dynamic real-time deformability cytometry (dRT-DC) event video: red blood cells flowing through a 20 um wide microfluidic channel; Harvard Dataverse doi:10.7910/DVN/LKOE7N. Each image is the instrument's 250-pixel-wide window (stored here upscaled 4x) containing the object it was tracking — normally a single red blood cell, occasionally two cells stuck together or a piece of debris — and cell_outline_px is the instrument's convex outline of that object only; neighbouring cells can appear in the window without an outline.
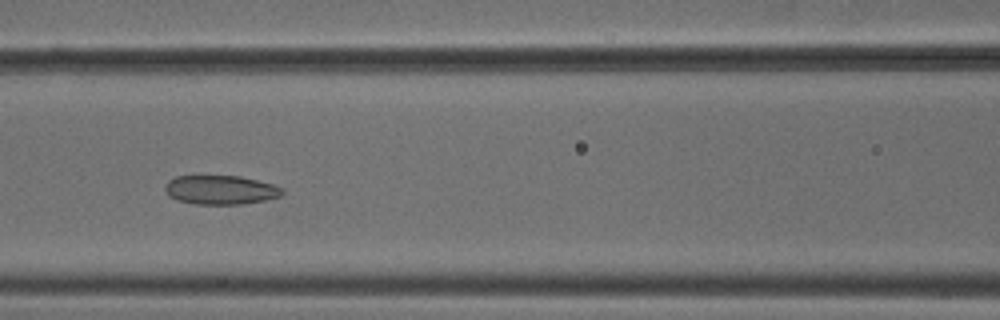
{"species": "common noctule bat (a hibernating species)", "species_latin": "Nyctalus noctula", "temperature_condition": "cold", "stored_images_in_passage": 7, "camera_frame_rate_fps": 3000, "um_per_image_px": 0.085, "animal": {"sex": "male", "body_mass_g": 18.8}, "frame": {"image": 1, "passage_image": 5, "time_ms": 1.333, "image_size_px": [1000, 320], "cell_outline_px": [[284, 192], [280, 196], [264, 200], [240, 204], [196, 204], [176, 200], [168, 196], [164, 188], [164, 184], [168, 180], [176, 176], [240, 176], [276, 184], [284, 188]], "centroid_in_image_um": [18.75, 16.13], "position_along_channel_um": 147.9, "area_um2": 20.06}}
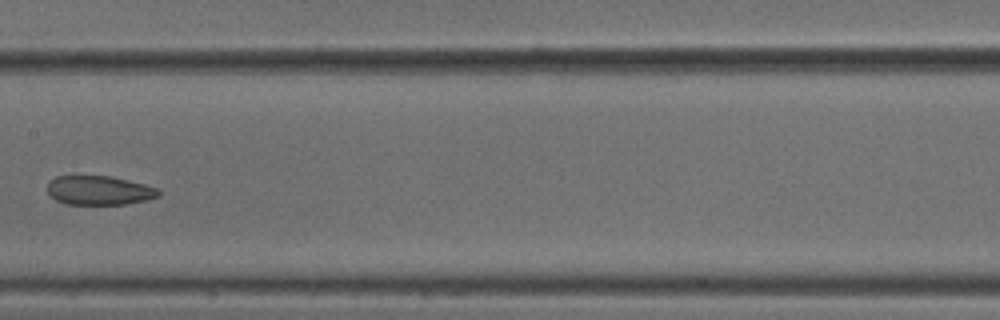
{"frame": {"image": 2, "passage_image": 6, "time_ms": 1.667, "image_size_px": [1000, 320], "cell_outline_px": [[160, 196], [148, 200], [124, 204], [64, 204], [56, 200], [48, 192], [48, 180], [56, 176], [112, 176], [144, 184], [156, 188], [160, 192]], "centroid_in_image_um": [8.42, 16.18], "position_along_channel_um": 199.0, "area_um2": 18.9}}
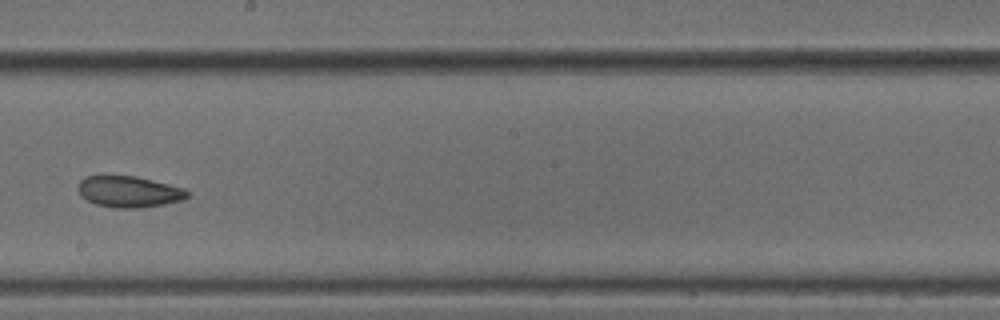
{"frame": {"image": 3, "passage_image": 7, "time_ms": 2.0, "image_size_px": [1000, 320], "cell_outline_px": [[188, 196], [184, 200], [164, 204], [136, 208], [116, 208], [96, 204], [80, 196], [76, 188], [80, 180], [84, 176], [136, 176], [184, 188], [188, 192]], "centroid_in_image_um": [10.93, 16.29], "position_along_channel_um": 237.3, "area_um2": 19.88}}